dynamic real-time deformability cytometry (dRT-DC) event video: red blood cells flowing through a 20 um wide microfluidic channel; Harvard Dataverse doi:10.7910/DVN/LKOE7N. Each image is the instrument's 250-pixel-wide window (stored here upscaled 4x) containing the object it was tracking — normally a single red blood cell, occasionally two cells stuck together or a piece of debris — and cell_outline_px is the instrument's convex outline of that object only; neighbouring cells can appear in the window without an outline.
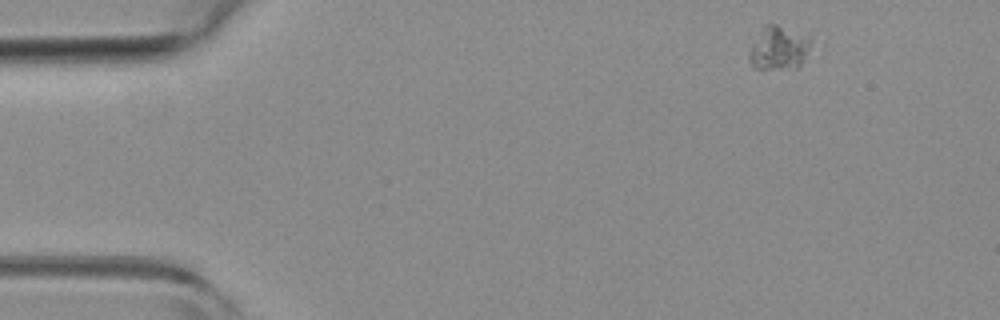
{"species": "common noctule bat (a hibernating species)", "species_latin": "Nyctalus noctula", "temperature_condition": "room temperature", "stored_images_in_passage": 3, "camera_frame_rate_fps": 3000, "um_per_image_px": 0.085, "animal": {"sex": "female", "body_mass_g": 19.3, "forearm_length_mm": 54.1}, "frame": {"image": 1, "passage_image": 1, "time_ms": 0.0, "image_size_px": [1000, 320], "cell_outline_px": [[816, 44], [800, 64], [796, 68], [752, 68], [748, 56], [748, 52], [764, 24], [776, 24], [804, 36], [812, 40]], "centroid_in_image_um": [66.21, 4.1], "position_along_channel_um": 18.8, "area_um2": 15.61}}